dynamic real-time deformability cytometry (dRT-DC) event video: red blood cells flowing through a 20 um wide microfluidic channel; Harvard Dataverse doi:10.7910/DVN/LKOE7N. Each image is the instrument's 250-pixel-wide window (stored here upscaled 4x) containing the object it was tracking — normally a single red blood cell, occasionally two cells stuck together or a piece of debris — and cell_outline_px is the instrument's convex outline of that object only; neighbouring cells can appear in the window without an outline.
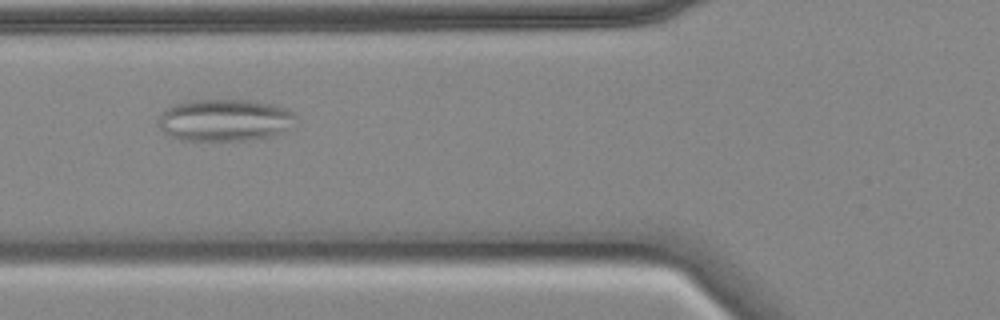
{"species": "common noctule bat (a hibernating species)", "species_latin": "Nyctalus noctula", "temperature_condition": "cold", "stored_images_in_passage": 46, "camera_frame_rate_fps": 3000, "um_per_image_px": 0.085, "animal": {"sex": "female", "body_mass_g": 18.4}, "frame": {"image": 1, "passage_image": 10, "time_ms": 3.0, "image_size_px": [1000, 320], "cell_outline_px": [[292, 128], [284, 132], [272, 136], [256, 140], [180, 140], [164, 132], [156, 124], [164, 108], [172, 104], [188, 100], [248, 100], [276, 104], [292, 112]], "centroid_in_image_um": [19.07, 10.21], "position_along_channel_um": 106.7, "area_um2": 33.99}}
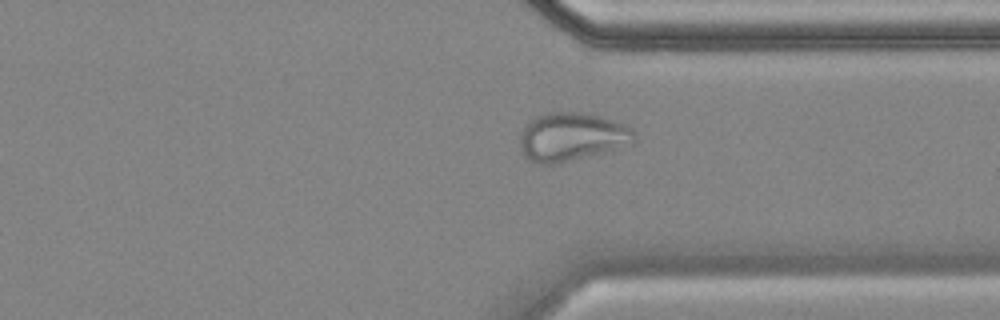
{"frame": {"image": 2, "passage_image": 32, "time_ms": 10.333, "image_size_px": [1000, 320], "cell_outline_px": [[636, 144], [552, 164], [540, 164], [528, 160], [524, 156], [520, 148], [520, 136], [524, 128], [536, 116], [548, 112], [580, 112], [600, 116], [612, 120], [632, 128], [636, 132]], "centroid_in_image_um": [48.63, 11.63], "position_along_channel_um": 362.8, "area_um2": 32.14}}
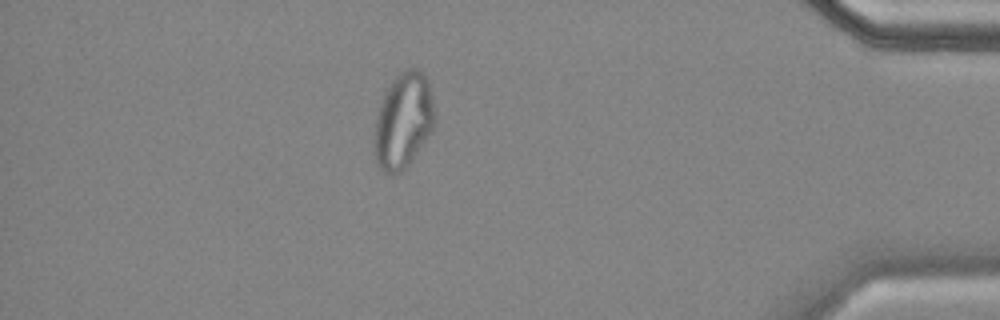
{"frame": {"image": 3, "passage_image": 39, "time_ms": 12.667, "image_size_px": [1000, 320], "cell_outline_px": [[436, 120], [432, 132], [408, 164], [396, 176], [384, 172], [376, 164], [372, 152], [372, 148], [376, 116], [380, 104], [392, 80], [400, 72], [408, 68], [416, 68], [424, 72], [428, 80], [432, 96]], "centroid_in_image_um": [34.27, 10.28], "position_along_channel_um": 400.9, "area_um2": 34.16}}